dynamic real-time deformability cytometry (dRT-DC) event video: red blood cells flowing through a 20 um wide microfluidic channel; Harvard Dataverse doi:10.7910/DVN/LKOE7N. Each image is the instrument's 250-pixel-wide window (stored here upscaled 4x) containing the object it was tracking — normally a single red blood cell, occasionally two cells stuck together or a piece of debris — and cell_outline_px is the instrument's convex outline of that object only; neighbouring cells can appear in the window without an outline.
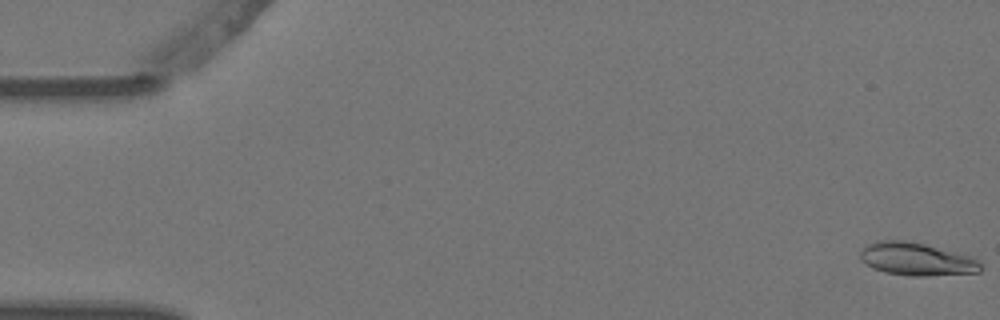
{"species": "Egyptian fruit bat (a non-hibernating species)", "species_latin": "Rousettus aegyptiacus", "temperature_condition": "warm", "stored_images_in_passage": 9, "camera_frame_rate_fps": 3000, "um_per_image_px": 0.085, "animal": {"sex": "female"}, "frame": {"image": 1, "passage_image": 1, "time_ms": 0.0, "image_size_px": [1000, 320], "cell_outline_px": [[984, 268], [980, 272], [928, 276], [908, 276], [884, 272], [872, 268], [860, 260], [860, 252], [868, 244], [876, 240], [908, 240], [972, 256]], "centroid_in_image_um": [77.9, 22.03], "position_along_channel_um": 7.1, "area_um2": 23.24}}
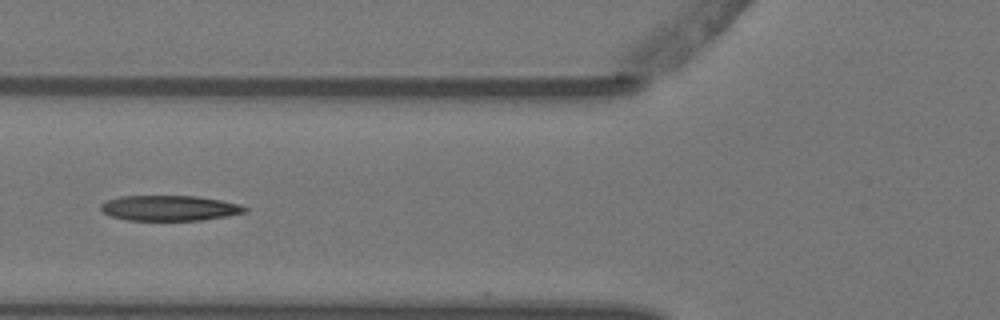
{"frame": {"image": 2, "passage_image": 6, "time_ms": 1.667, "image_size_px": [1000, 320], "cell_outline_px": [[248, 212], [228, 216], [204, 220], [128, 220], [112, 216], [100, 212], [100, 204], [108, 200], [120, 196], [196, 196], [220, 200], [240, 204], [248, 208]], "centroid_in_image_um": [14.43, 17.69], "position_along_channel_um": 111.4, "area_um2": 21.39}}
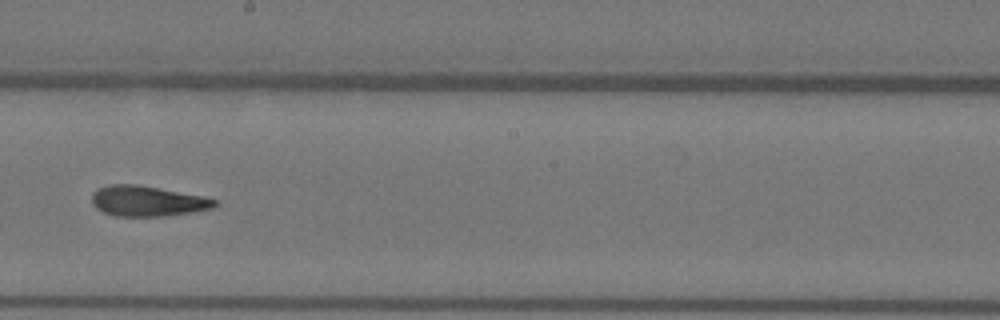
{"frame": {"image": 3, "passage_image": 9, "time_ms": 2.667, "image_size_px": [1000, 320], "cell_outline_px": [[220, 204], [212, 208], [192, 212], [164, 216], [116, 216], [104, 212], [96, 208], [92, 204], [92, 192], [96, 188], [108, 184], [136, 184], [204, 196], [216, 200]], "centroid_in_image_um": [12.51, 17.08], "position_along_channel_um": 235.7, "area_um2": 21.91}}